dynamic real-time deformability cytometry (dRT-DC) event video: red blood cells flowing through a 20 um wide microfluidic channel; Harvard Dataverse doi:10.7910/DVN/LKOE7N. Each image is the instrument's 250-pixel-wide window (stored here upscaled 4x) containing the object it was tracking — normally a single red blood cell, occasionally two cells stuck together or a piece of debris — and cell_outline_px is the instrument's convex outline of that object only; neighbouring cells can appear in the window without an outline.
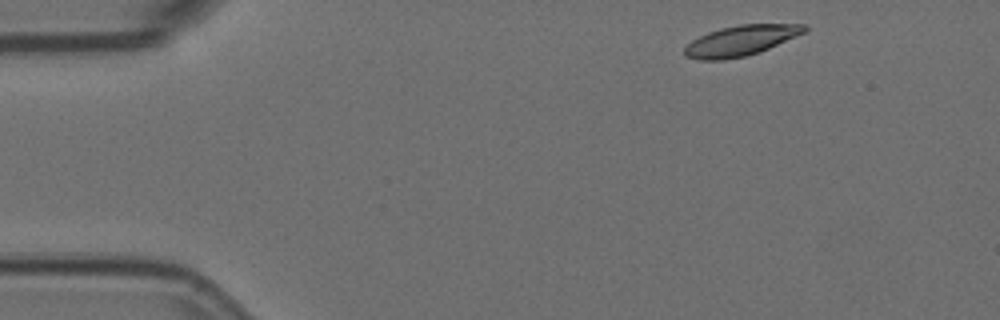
{"species": "Egyptian fruit bat (a non-hibernating species)", "species_latin": "Rousettus aegyptiacus", "temperature_condition": "room temperature", "stored_images_in_passage": 3, "camera_frame_rate_fps": 3000, "um_per_image_px": 0.085, "animal": {"sex": "female"}, "frame": {"image": 1, "passage_image": 1, "time_ms": 0.0, "image_size_px": [1000, 320], "cell_outline_px": [[808, 28], [804, 32], [796, 36], [768, 48], [744, 56], [720, 60], [700, 60], [684, 56], [684, 48], [692, 40], [708, 32], [720, 28], [740, 24], [808, 24]], "centroid_in_image_um": [62.94, 3.44], "position_along_channel_um": 22.1, "area_um2": 20.92}}
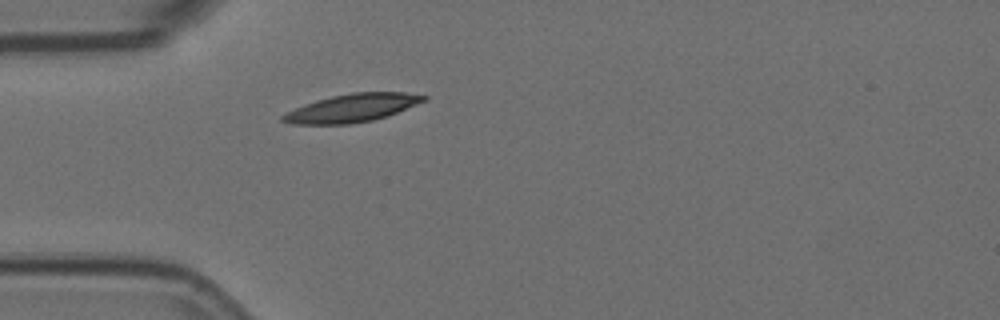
{"frame": {"image": 2, "passage_image": 3, "time_ms": 0.667, "image_size_px": [1000, 320], "cell_outline_px": [[428, 100], [388, 116], [372, 120], [348, 124], [292, 124], [280, 120], [280, 116], [304, 104], [316, 100], [332, 96], [352, 92], [404, 92], [428, 96]], "centroid_in_image_um": [29.96, 9.17], "position_along_channel_um": 55.0, "area_um2": 23.06}}